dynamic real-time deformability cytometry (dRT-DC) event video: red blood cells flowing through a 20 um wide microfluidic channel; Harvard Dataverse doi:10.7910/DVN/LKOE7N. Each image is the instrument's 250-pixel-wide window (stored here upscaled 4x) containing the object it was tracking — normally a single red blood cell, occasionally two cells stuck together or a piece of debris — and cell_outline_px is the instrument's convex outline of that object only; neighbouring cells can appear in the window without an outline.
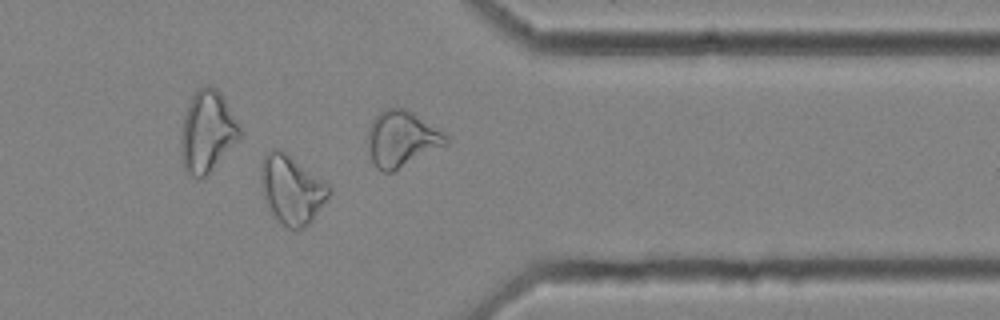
{"species": "common noctule bat (a hibernating species)", "species_latin": "Nyctalus noctula", "temperature_condition": "cold", "stored_images_in_passage": 14, "camera_frame_rate_fps": 3000, "um_per_image_px": 0.085, "animal": {"sex": "female", "body_mass_g": 25.1}, "frame": {"image": 1, "passage_image": 12, "time_ms": 3.667, "image_size_px": [1000, 320], "cell_outline_px": [[332, 192], [312, 220], [304, 228], [288, 228], [276, 220], [268, 212], [264, 200], [260, 180], [260, 164], [264, 156], [268, 152], [276, 148], [284, 152], [328, 184], [332, 188]], "centroid_in_image_um": [24.75, 16.15], "position_along_channel_um": 386.6, "area_um2": 27.22}}